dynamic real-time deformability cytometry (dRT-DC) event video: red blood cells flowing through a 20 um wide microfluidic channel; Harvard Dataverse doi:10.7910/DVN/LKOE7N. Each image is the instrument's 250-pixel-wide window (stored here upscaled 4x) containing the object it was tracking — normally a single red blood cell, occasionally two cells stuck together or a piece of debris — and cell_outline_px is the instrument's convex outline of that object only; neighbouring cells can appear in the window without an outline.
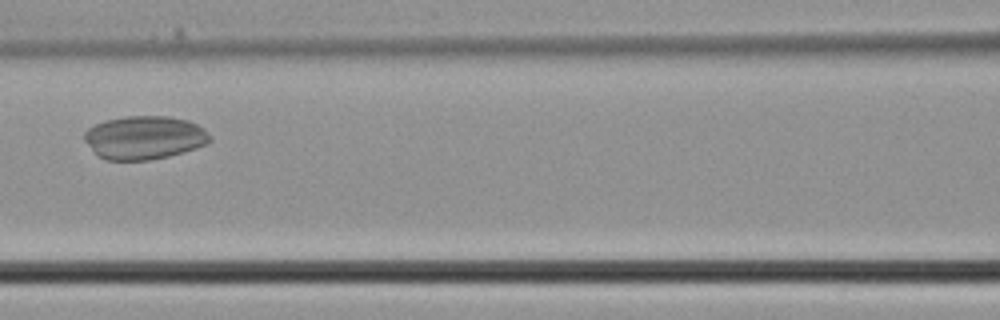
{"species": "common noctule bat (a hibernating species)", "species_latin": "Nyctalus noctula", "temperature_condition": "cold", "stored_images_in_passage": 32, "camera_frame_rate_fps": 3000, "um_per_image_px": 0.085, "animal": {"sex": "male", "body_mass_g": 21.5, "forearm_length_mm": 52.0}, "frame": {"image": 1, "passage_image": 12, "time_ms": 3.667, "image_size_px": [1000, 320], "cell_outline_px": [[212, 140], [208, 144], [196, 148], [168, 156], [148, 160], [104, 160], [96, 156], [84, 140], [84, 132], [88, 128], [104, 120], [124, 116], [168, 116], [188, 120], [204, 128], [212, 136]], "centroid_in_image_um": [12.26, 11.69], "position_along_channel_um": 154.3, "area_um2": 32.14}}
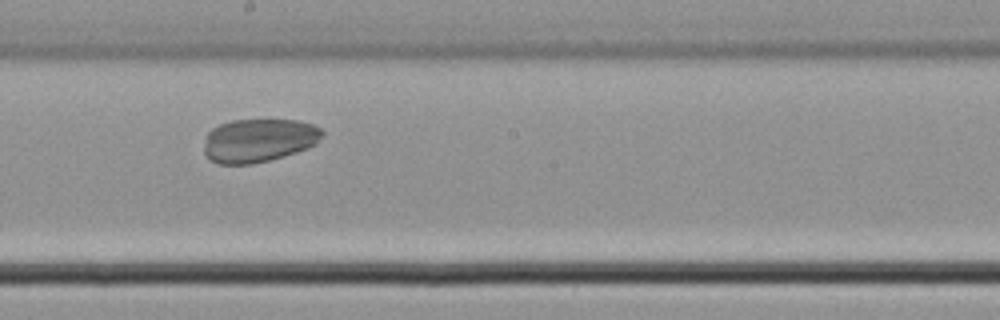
{"frame": {"image": 2, "passage_image": 16, "time_ms": 5.0, "image_size_px": [1000, 320], "cell_outline_px": [[324, 132], [316, 144], [308, 148], [284, 156], [252, 164], [220, 164], [212, 160], [204, 152], [204, 144], [208, 132], [212, 128], [220, 124], [232, 120], [296, 120], [312, 124], [320, 128]], "centroid_in_image_um": [22.0, 11.93], "position_along_channel_um": 226.2, "area_um2": 29.82}}
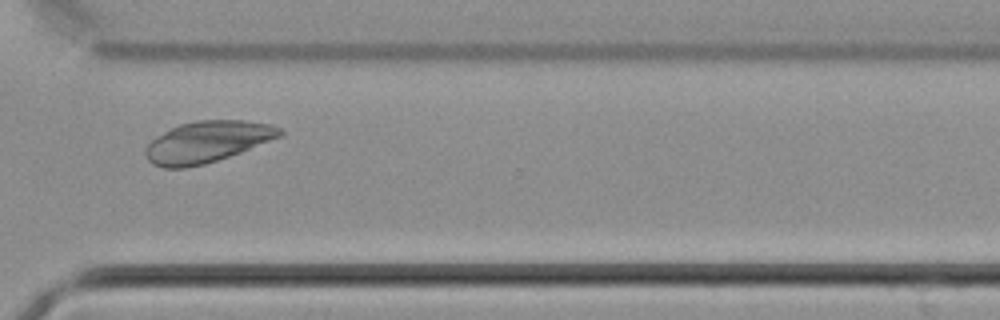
{"frame": {"image": 3, "passage_image": 23, "time_ms": 7.333, "image_size_px": [1000, 320], "cell_outline_px": [[284, 132], [280, 136], [240, 152], [204, 164], [184, 168], [164, 168], [152, 164], [148, 160], [144, 152], [144, 148], [156, 136], [180, 124], [196, 120], [244, 120], [268, 124], [280, 128]], "centroid_in_image_um": [17.57, 12.06], "position_along_channel_um": 353.0, "area_um2": 32.02}}